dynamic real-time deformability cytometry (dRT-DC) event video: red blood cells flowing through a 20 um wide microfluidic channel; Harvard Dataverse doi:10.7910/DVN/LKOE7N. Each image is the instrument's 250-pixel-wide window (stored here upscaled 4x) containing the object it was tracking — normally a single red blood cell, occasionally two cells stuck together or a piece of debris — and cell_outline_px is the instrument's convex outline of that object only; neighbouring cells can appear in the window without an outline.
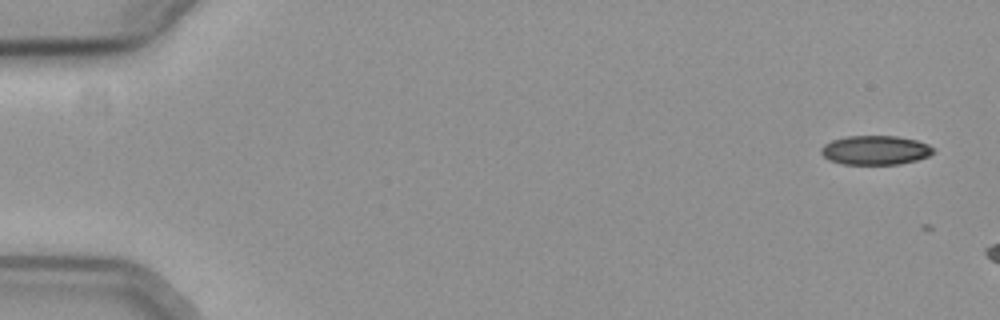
{"species": "common noctule bat (a hibernating species)", "species_latin": "Nyctalus noctula", "temperature_condition": "cold", "stored_images_in_passage": 3, "camera_frame_rate_fps": 3000, "um_per_image_px": 0.085, "animal": {"sex": "female", "body_mass_g": 19.3, "forearm_length_mm": 54.1}, "frame": {"image": 1, "passage_image": 1, "time_ms": 0.0, "image_size_px": [1000, 320], "cell_outline_px": [[936, 152], [928, 156], [916, 160], [900, 164], [840, 164], [828, 160], [820, 152], [820, 148], [824, 144], [832, 140], [848, 136], [896, 136], [916, 140], [928, 144], [936, 148]], "centroid_in_image_um": [74.41, 12.76], "position_along_channel_um": 10.6, "area_um2": 19.25}}